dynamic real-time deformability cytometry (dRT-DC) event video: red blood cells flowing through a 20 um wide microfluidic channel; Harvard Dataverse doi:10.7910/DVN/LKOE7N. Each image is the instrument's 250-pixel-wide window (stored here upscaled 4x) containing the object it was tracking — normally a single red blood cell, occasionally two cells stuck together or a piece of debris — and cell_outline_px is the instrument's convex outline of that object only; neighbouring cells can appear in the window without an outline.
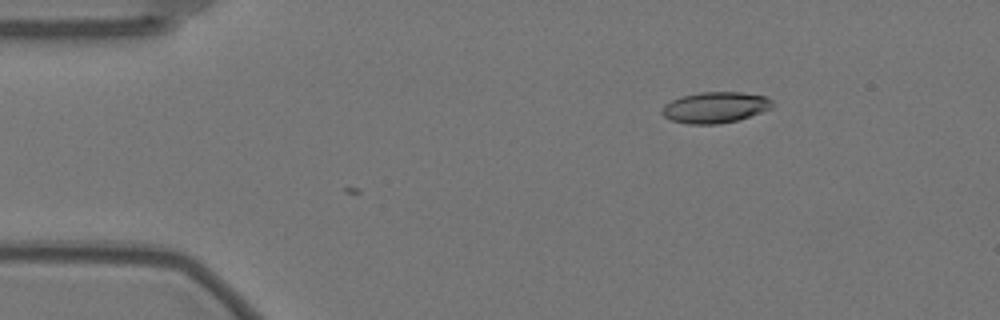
{"species": "Egyptian fruit bat (a non-hibernating species)", "species_latin": "Rousettus aegyptiacus", "temperature_condition": "warm", "stored_images_in_passage": 7, "camera_frame_rate_fps": 3000, "um_per_image_px": 0.085, "animal": {"sex": "female"}, "frame": {"image": 1, "passage_image": 7, "time_ms": 2.0, "image_size_px": [1000, 320], "cell_outline_px": [[772, 108], [736, 120], [716, 124], [688, 124], [672, 120], [664, 116], [660, 112], [660, 108], [664, 104], [680, 96], [700, 92], [740, 92], [764, 96], [772, 100]], "centroid_in_image_um": [60.73, 9.12], "position_along_channel_um": 24.3, "area_um2": 19.83}}